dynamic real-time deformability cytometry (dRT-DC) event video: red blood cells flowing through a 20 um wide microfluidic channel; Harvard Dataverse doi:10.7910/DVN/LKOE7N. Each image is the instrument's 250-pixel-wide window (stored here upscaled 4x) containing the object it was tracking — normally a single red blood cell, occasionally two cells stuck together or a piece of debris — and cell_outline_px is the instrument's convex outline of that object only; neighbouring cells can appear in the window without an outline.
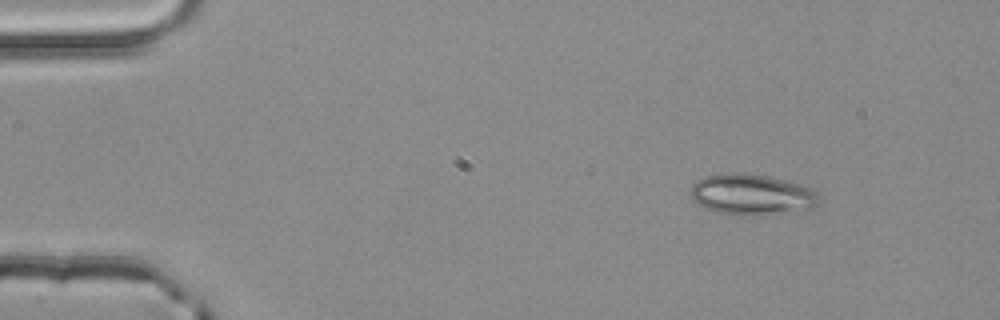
{"species": "common noctule bat (a hibernating species)", "species_latin": "Nyctalus noctula", "temperature_condition": "room temperature", "stored_images_in_passage": 3, "camera_frame_rate_fps": 3000, "um_per_image_px": 0.085, "animal": {"sex": "male", "body_mass_g": 20.4}, "frame": {"image": 1, "passage_image": 1, "time_ms": 0.0, "image_size_px": [1000, 320], "cell_outline_px": [[820, 200], [812, 208], [764, 216], [728, 216], [704, 208], [692, 200], [692, 184], [696, 180], [704, 176], [740, 172], [768, 176], [800, 184], [812, 188], [820, 196]], "centroid_in_image_um": [63.89, 16.57], "position_along_channel_um": 21.1, "area_um2": 31.1}}